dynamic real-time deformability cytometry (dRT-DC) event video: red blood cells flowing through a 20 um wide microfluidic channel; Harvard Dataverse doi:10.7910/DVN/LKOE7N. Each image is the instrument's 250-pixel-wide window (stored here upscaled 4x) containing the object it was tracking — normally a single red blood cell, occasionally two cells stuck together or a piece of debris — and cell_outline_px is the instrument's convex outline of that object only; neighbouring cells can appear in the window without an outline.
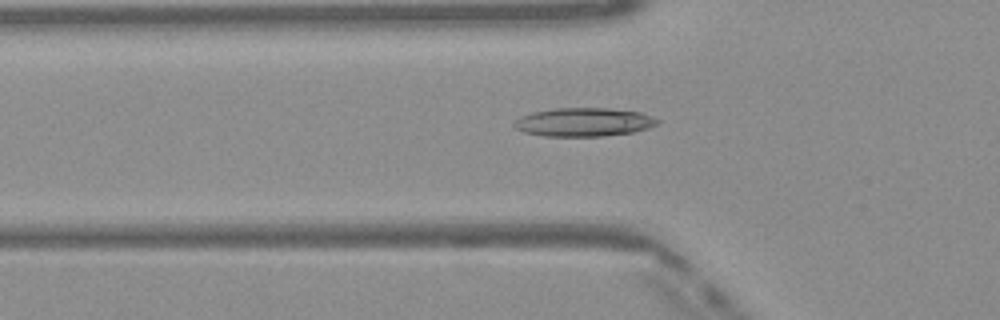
{"species": "Egyptian fruit bat (a non-hibernating species)", "species_latin": "Rousettus aegyptiacus", "temperature_condition": "warm", "stored_images_in_passage": 38, "camera_frame_rate_fps": 3000, "um_per_image_px": 0.085, "frame": {"image": 1, "passage_image": 5, "time_ms": 1.333, "image_size_px": [1000, 320], "cell_outline_px": [[660, 124], [648, 128], [632, 132], [604, 136], [544, 136], [524, 132], [516, 128], [512, 124], [520, 116], [532, 112], [556, 108], [608, 108], [640, 112], [652, 116], [660, 120]], "centroid_in_image_um": [49.64, 10.38], "position_along_channel_um": 76.2, "area_um2": 23.93}}
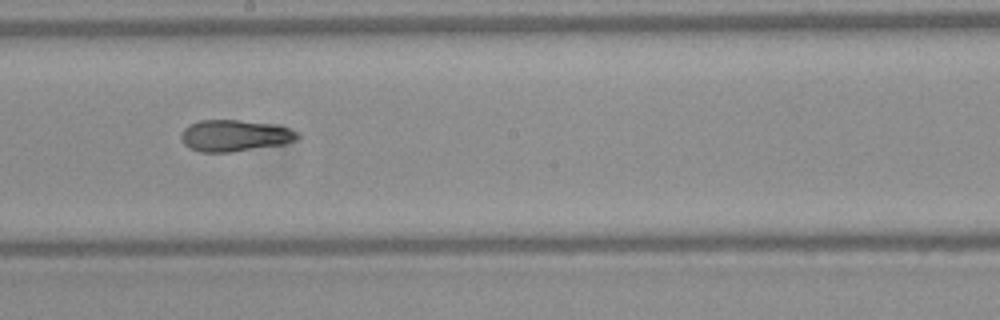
{"frame": {"image": 2, "passage_image": 16, "time_ms": 5.0, "image_size_px": [1000, 320], "cell_outline_px": [[300, 136], [296, 140], [284, 144], [232, 152], [200, 152], [188, 148], [184, 144], [180, 136], [184, 128], [200, 120], [240, 120], [276, 124], [300, 132]], "centroid_in_image_um": [19.98, 11.53], "position_along_channel_um": 228.2, "area_um2": 21.56}}
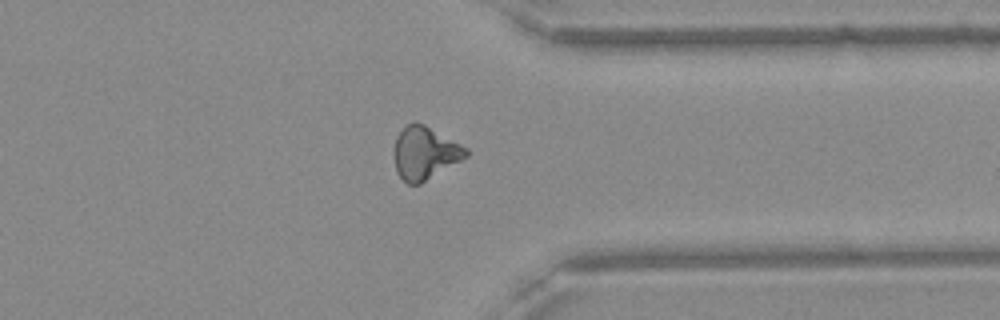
{"frame": {"image": 3, "passage_image": 27, "time_ms": 8.667, "image_size_px": [1000, 320], "cell_outline_px": [[468, 156], [420, 184], [408, 184], [396, 172], [392, 156], [392, 152], [396, 136], [408, 124], [424, 124], [468, 148]], "centroid_in_image_um": [36.08, 13.03], "position_along_channel_um": 375.3, "area_um2": 22.08}, "authors_computed_cell_mechanics": {"area_um2": 21.6461, "velocity_mm_per_s": 4.1146, "shape_relaxation_time_tau1_ms": 8.916, "shape_relaxation_time_tau2_ms": 2.1382, "deformation_change_tau1": 0.2646, "deformation_change_tau2": 0.0927}}